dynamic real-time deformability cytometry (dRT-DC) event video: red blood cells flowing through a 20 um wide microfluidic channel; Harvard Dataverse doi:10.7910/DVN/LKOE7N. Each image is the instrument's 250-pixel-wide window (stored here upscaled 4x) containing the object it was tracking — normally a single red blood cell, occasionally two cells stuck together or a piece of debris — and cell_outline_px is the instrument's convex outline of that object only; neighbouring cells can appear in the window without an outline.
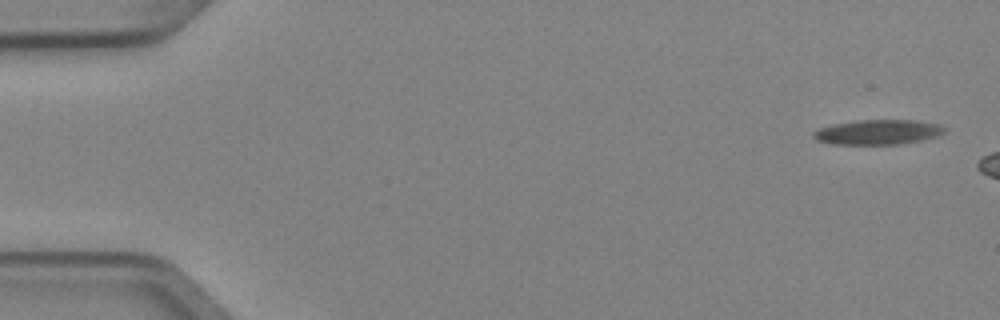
{"species": "Egyptian fruit bat (a non-hibernating species)", "species_latin": "Rousettus aegyptiacus", "temperature_condition": "cold", "stored_images_in_passage": 4, "camera_frame_rate_fps": 3000, "um_per_image_px": 0.085, "animal": {"sex": "female"}, "frame": {"image": 1, "passage_image": 1, "time_ms": 0.0, "image_size_px": [1000, 320], "cell_outline_px": [[948, 128], [944, 132], [936, 136], [920, 140], [900, 144], [836, 144], [816, 140], [812, 136], [812, 132], [820, 128], [832, 124], [856, 120], [916, 120], [940, 124]], "centroid_in_image_um": [74.63, 11.22], "position_along_channel_um": 10.4, "area_um2": 19.02}}